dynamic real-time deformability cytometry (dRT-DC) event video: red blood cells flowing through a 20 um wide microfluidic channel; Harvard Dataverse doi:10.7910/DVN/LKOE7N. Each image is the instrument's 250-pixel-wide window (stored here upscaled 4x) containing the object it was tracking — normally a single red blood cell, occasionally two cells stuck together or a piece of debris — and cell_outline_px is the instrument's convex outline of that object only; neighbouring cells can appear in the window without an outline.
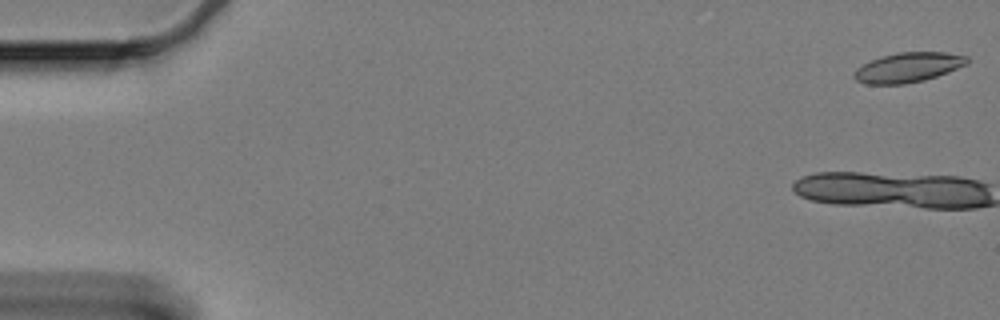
{"species": "Egyptian fruit bat (a non-hibernating species)", "species_latin": "Rousettus aegyptiacus", "temperature_condition": "cold", "stored_images_in_passage": 11, "camera_frame_rate_fps": 3000, "um_per_image_px": 0.085, "animal": {"sex": "female"}, "frame": {"image": 1, "passage_image": 1, "time_ms": 0.0, "image_size_px": [1000, 320], "cell_outline_px": [[968, 64], [948, 72], [924, 80], [904, 84], [868, 84], [856, 80], [852, 76], [852, 72], [856, 68], [880, 56], [896, 52], [944, 52], [968, 56]], "centroid_in_image_um": [77.17, 5.72], "position_along_channel_um": 7.8, "area_um2": 19.65}}